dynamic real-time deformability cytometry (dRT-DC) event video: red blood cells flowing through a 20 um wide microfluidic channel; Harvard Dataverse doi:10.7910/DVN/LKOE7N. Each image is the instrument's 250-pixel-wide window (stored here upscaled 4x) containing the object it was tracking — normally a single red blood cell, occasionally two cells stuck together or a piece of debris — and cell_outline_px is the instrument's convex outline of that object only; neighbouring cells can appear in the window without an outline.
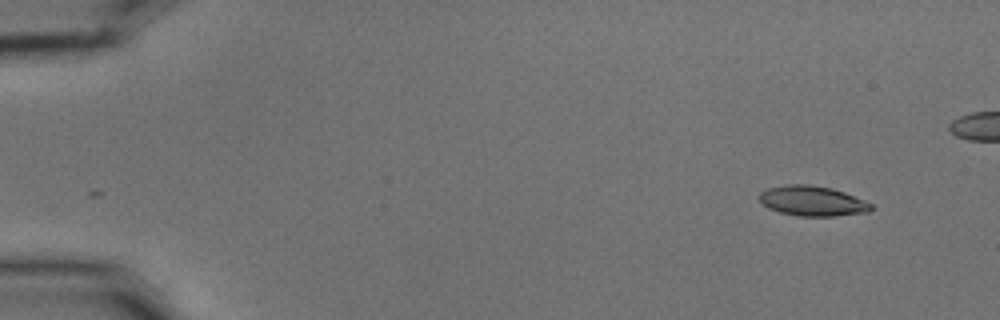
{"species": "common noctule bat (a hibernating species)", "species_latin": "Nyctalus noctula", "temperature_condition": "cold", "stored_images_in_passage": 5, "camera_frame_rate_fps": 3000, "um_per_image_px": 0.085, "animal": {"sex": "male", "body_mass_g": 15.6}, "frame": {"image": 1, "passage_image": 1, "time_ms": 0.0, "image_size_px": [1000, 320], "cell_outline_px": [[872, 208], [868, 212], [836, 216], [800, 216], [780, 212], [768, 208], [760, 200], [760, 192], [768, 188], [788, 184], [808, 184], [832, 188], [844, 192], [864, 200], [872, 204]], "centroid_in_image_um": [69.06, 17.08], "position_along_channel_um": 15.9, "area_um2": 19.48}}